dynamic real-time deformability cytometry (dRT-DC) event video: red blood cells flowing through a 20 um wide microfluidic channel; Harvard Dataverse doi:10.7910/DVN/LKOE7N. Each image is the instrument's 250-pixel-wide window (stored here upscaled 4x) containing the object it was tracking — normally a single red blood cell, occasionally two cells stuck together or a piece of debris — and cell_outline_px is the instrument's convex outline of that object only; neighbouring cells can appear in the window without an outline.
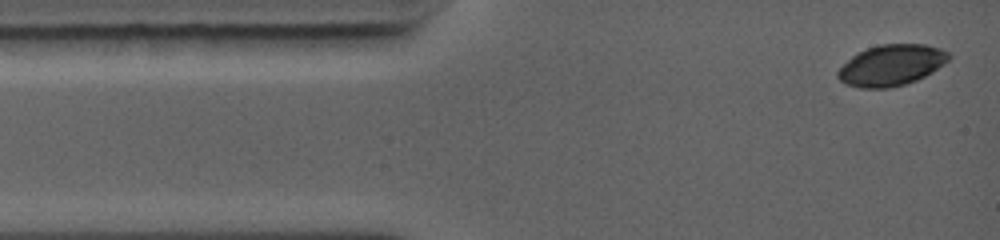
{"species": "common noctule bat (a hibernating species)", "species_latin": "Nyctalus noctula", "temperature_condition": "warm", "stored_images_in_passage": 6, "camera_frame_rate_fps": 5000, "um_per_image_px": 0.085, "animal": {"sex": "female", "body_mass_g": 19.0, "forearm_length_mm": 56.7}, "frame": {"image": 1, "passage_image": 1, "time_ms": 0.0, "image_size_px": [1000, 240], "cell_outline_px": [[952, 56], [944, 64], [932, 72], [916, 80], [904, 84], [888, 88], [860, 88], [844, 84], [836, 76], [836, 72], [852, 56], [868, 48], [880, 44], [924, 44], [940, 48], [948, 52]], "centroid_in_image_um": [75.76, 5.55], "position_along_channel_um": 9.2, "area_um2": 26.41}}
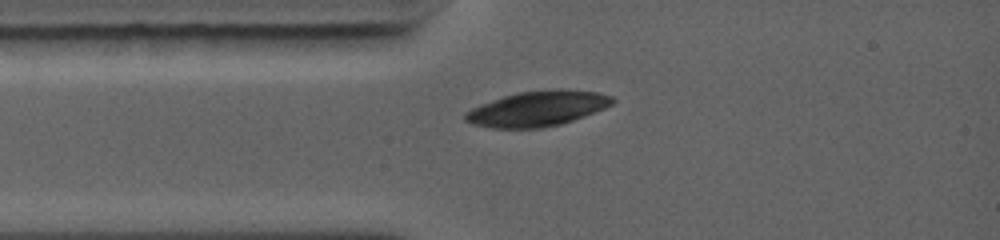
{"frame": {"image": 2, "passage_image": 6, "time_ms": 1.0, "image_size_px": [1000, 240], "cell_outline_px": [[616, 100], [612, 104], [604, 108], [584, 116], [560, 124], [544, 128], [492, 128], [472, 124], [464, 120], [464, 112], [480, 104], [504, 96], [520, 92], [596, 92], [612, 96]], "centroid_in_image_um": [45.6, 9.29], "position_along_channel_um": 39.4, "area_um2": 29.07}}